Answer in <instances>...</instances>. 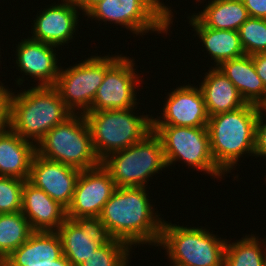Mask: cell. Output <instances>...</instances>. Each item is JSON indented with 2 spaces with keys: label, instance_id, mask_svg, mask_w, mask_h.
Here are the masks:
<instances>
[{
  "label": "cell",
  "instance_id": "5bb4252c",
  "mask_svg": "<svg viewBox=\"0 0 266 266\" xmlns=\"http://www.w3.org/2000/svg\"><path fill=\"white\" fill-rule=\"evenodd\" d=\"M81 170L35 154L28 181L45 191L66 210L70 206Z\"/></svg>",
  "mask_w": 266,
  "mask_h": 266
},
{
  "label": "cell",
  "instance_id": "4316f807",
  "mask_svg": "<svg viewBox=\"0 0 266 266\" xmlns=\"http://www.w3.org/2000/svg\"><path fill=\"white\" fill-rule=\"evenodd\" d=\"M130 248L124 241L110 238L78 266H127Z\"/></svg>",
  "mask_w": 266,
  "mask_h": 266
},
{
  "label": "cell",
  "instance_id": "7402d4cb",
  "mask_svg": "<svg viewBox=\"0 0 266 266\" xmlns=\"http://www.w3.org/2000/svg\"><path fill=\"white\" fill-rule=\"evenodd\" d=\"M190 25L196 31L197 37L203 43V47L211 55L215 66L219 67L223 62L245 55L238 31L216 30L205 27L194 14L189 16Z\"/></svg>",
  "mask_w": 266,
  "mask_h": 266
},
{
  "label": "cell",
  "instance_id": "83f0119b",
  "mask_svg": "<svg viewBox=\"0 0 266 266\" xmlns=\"http://www.w3.org/2000/svg\"><path fill=\"white\" fill-rule=\"evenodd\" d=\"M238 33L245 54L266 52V19L249 17L239 27Z\"/></svg>",
  "mask_w": 266,
  "mask_h": 266
},
{
  "label": "cell",
  "instance_id": "6da1fadb",
  "mask_svg": "<svg viewBox=\"0 0 266 266\" xmlns=\"http://www.w3.org/2000/svg\"><path fill=\"white\" fill-rule=\"evenodd\" d=\"M146 187L116 188L104 205L99 218L110 238L132 246L146 244L157 246L163 218L156 215L148 199Z\"/></svg>",
  "mask_w": 266,
  "mask_h": 266
},
{
  "label": "cell",
  "instance_id": "5b68a950",
  "mask_svg": "<svg viewBox=\"0 0 266 266\" xmlns=\"http://www.w3.org/2000/svg\"><path fill=\"white\" fill-rule=\"evenodd\" d=\"M221 239L203 227L164 221L157 246L166 250L170 266H223L227 239Z\"/></svg>",
  "mask_w": 266,
  "mask_h": 266
},
{
  "label": "cell",
  "instance_id": "d4e9b609",
  "mask_svg": "<svg viewBox=\"0 0 266 266\" xmlns=\"http://www.w3.org/2000/svg\"><path fill=\"white\" fill-rule=\"evenodd\" d=\"M30 222L23 213L0 214V265L32 235Z\"/></svg>",
  "mask_w": 266,
  "mask_h": 266
},
{
  "label": "cell",
  "instance_id": "cb8c5ba5",
  "mask_svg": "<svg viewBox=\"0 0 266 266\" xmlns=\"http://www.w3.org/2000/svg\"><path fill=\"white\" fill-rule=\"evenodd\" d=\"M194 16L208 28L238 31L250 17L242 0H211Z\"/></svg>",
  "mask_w": 266,
  "mask_h": 266
},
{
  "label": "cell",
  "instance_id": "ffe728a7",
  "mask_svg": "<svg viewBox=\"0 0 266 266\" xmlns=\"http://www.w3.org/2000/svg\"><path fill=\"white\" fill-rule=\"evenodd\" d=\"M204 75L199 88L209 116L234 111L247 104L236 86L218 67H211Z\"/></svg>",
  "mask_w": 266,
  "mask_h": 266
},
{
  "label": "cell",
  "instance_id": "9c48e42d",
  "mask_svg": "<svg viewBox=\"0 0 266 266\" xmlns=\"http://www.w3.org/2000/svg\"><path fill=\"white\" fill-rule=\"evenodd\" d=\"M153 132L160 138L167 168L177 161L188 168L220 178L224 173L214 162L207 127L153 125Z\"/></svg>",
  "mask_w": 266,
  "mask_h": 266
},
{
  "label": "cell",
  "instance_id": "8992f818",
  "mask_svg": "<svg viewBox=\"0 0 266 266\" xmlns=\"http://www.w3.org/2000/svg\"><path fill=\"white\" fill-rule=\"evenodd\" d=\"M36 154L80 170L101 164L85 115L73 114L53 127L36 145Z\"/></svg>",
  "mask_w": 266,
  "mask_h": 266
},
{
  "label": "cell",
  "instance_id": "1f68e13d",
  "mask_svg": "<svg viewBox=\"0 0 266 266\" xmlns=\"http://www.w3.org/2000/svg\"><path fill=\"white\" fill-rule=\"evenodd\" d=\"M250 17L266 19V0H242Z\"/></svg>",
  "mask_w": 266,
  "mask_h": 266
},
{
  "label": "cell",
  "instance_id": "8fae6325",
  "mask_svg": "<svg viewBox=\"0 0 266 266\" xmlns=\"http://www.w3.org/2000/svg\"><path fill=\"white\" fill-rule=\"evenodd\" d=\"M135 61L126 56H106V73L94 97L90 111L124 110L136 107L135 90L140 77ZM136 105V106H135Z\"/></svg>",
  "mask_w": 266,
  "mask_h": 266
},
{
  "label": "cell",
  "instance_id": "7a4b0ae2",
  "mask_svg": "<svg viewBox=\"0 0 266 266\" xmlns=\"http://www.w3.org/2000/svg\"><path fill=\"white\" fill-rule=\"evenodd\" d=\"M24 90L18 94L12 92L10 129L37 145L53 127L66 121L73 113L54 86H31Z\"/></svg>",
  "mask_w": 266,
  "mask_h": 266
},
{
  "label": "cell",
  "instance_id": "277c9868",
  "mask_svg": "<svg viewBox=\"0 0 266 266\" xmlns=\"http://www.w3.org/2000/svg\"><path fill=\"white\" fill-rule=\"evenodd\" d=\"M133 110H101L85 114L93 148L100 161L111 153L140 142L153 132L152 114L150 117L136 116Z\"/></svg>",
  "mask_w": 266,
  "mask_h": 266
},
{
  "label": "cell",
  "instance_id": "836d02e7",
  "mask_svg": "<svg viewBox=\"0 0 266 266\" xmlns=\"http://www.w3.org/2000/svg\"><path fill=\"white\" fill-rule=\"evenodd\" d=\"M0 266H72L67 258L62 255L51 263H2Z\"/></svg>",
  "mask_w": 266,
  "mask_h": 266
},
{
  "label": "cell",
  "instance_id": "3957f363",
  "mask_svg": "<svg viewBox=\"0 0 266 266\" xmlns=\"http://www.w3.org/2000/svg\"><path fill=\"white\" fill-rule=\"evenodd\" d=\"M259 110V106L247 103L234 111L209 116L207 129L211 154L224 173L231 172L244 154L254 156Z\"/></svg>",
  "mask_w": 266,
  "mask_h": 266
},
{
  "label": "cell",
  "instance_id": "e0dca14e",
  "mask_svg": "<svg viewBox=\"0 0 266 266\" xmlns=\"http://www.w3.org/2000/svg\"><path fill=\"white\" fill-rule=\"evenodd\" d=\"M16 47V64L20 71L37 78V86H54L60 70L55 53L57 46L28 37Z\"/></svg>",
  "mask_w": 266,
  "mask_h": 266
},
{
  "label": "cell",
  "instance_id": "603a6c76",
  "mask_svg": "<svg viewBox=\"0 0 266 266\" xmlns=\"http://www.w3.org/2000/svg\"><path fill=\"white\" fill-rule=\"evenodd\" d=\"M63 255L57 231H34L3 263H51Z\"/></svg>",
  "mask_w": 266,
  "mask_h": 266
},
{
  "label": "cell",
  "instance_id": "2e32d148",
  "mask_svg": "<svg viewBox=\"0 0 266 266\" xmlns=\"http://www.w3.org/2000/svg\"><path fill=\"white\" fill-rule=\"evenodd\" d=\"M77 8L70 0L44 8L33 20L32 36L30 38L61 47L73 39L77 30L80 15Z\"/></svg>",
  "mask_w": 266,
  "mask_h": 266
},
{
  "label": "cell",
  "instance_id": "f546056e",
  "mask_svg": "<svg viewBox=\"0 0 266 266\" xmlns=\"http://www.w3.org/2000/svg\"><path fill=\"white\" fill-rule=\"evenodd\" d=\"M265 112V113H264ZM264 113V114H263ZM266 110L260 107L255 129L254 156L266 158Z\"/></svg>",
  "mask_w": 266,
  "mask_h": 266
},
{
  "label": "cell",
  "instance_id": "7c38bea8",
  "mask_svg": "<svg viewBox=\"0 0 266 266\" xmlns=\"http://www.w3.org/2000/svg\"><path fill=\"white\" fill-rule=\"evenodd\" d=\"M115 189L111 174L102 164L81 170L66 217H99Z\"/></svg>",
  "mask_w": 266,
  "mask_h": 266
},
{
  "label": "cell",
  "instance_id": "52a82bcc",
  "mask_svg": "<svg viewBox=\"0 0 266 266\" xmlns=\"http://www.w3.org/2000/svg\"><path fill=\"white\" fill-rule=\"evenodd\" d=\"M101 164L111 174L116 188L146 187L150 177L167 168L163 145L154 132L126 149L109 154Z\"/></svg>",
  "mask_w": 266,
  "mask_h": 266
},
{
  "label": "cell",
  "instance_id": "4dcf8cb0",
  "mask_svg": "<svg viewBox=\"0 0 266 266\" xmlns=\"http://www.w3.org/2000/svg\"><path fill=\"white\" fill-rule=\"evenodd\" d=\"M0 83V134L10 129V101L12 91Z\"/></svg>",
  "mask_w": 266,
  "mask_h": 266
},
{
  "label": "cell",
  "instance_id": "e575fe53",
  "mask_svg": "<svg viewBox=\"0 0 266 266\" xmlns=\"http://www.w3.org/2000/svg\"><path fill=\"white\" fill-rule=\"evenodd\" d=\"M84 15L98 2L102 0H70Z\"/></svg>",
  "mask_w": 266,
  "mask_h": 266
},
{
  "label": "cell",
  "instance_id": "9a60e30c",
  "mask_svg": "<svg viewBox=\"0 0 266 266\" xmlns=\"http://www.w3.org/2000/svg\"><path fill=\"white\" fill-rule=\"evenodd\" d=\"M166 99L163 117L154 118L153 125L207 127L209 115L200 88L189 84L179 86Z\"/></svg>",
  "mask_w": 266,
  "mask_h": 266
},
{
  "label": "cell",
  "instance_id": "ac0fdd59",
  "mask_svg": "<svg viewBox=\"0 0 266 266\" xmlns=\"http://www.w3.org/2000/svg\"><path fill=\"white\" fill-rule=\"evenodd\" d=\"M21 212L34 231H57L67 218L62 205L28 180L22 189Z\"/></svg>",
  "mask_w": 266,
  "mask_h": 266
},
{
  "label": "cell",
  "instance_id": "ba28073f",
  "mask_svg": "<svg viewBox=\"0 0 266 266\" xmlns=\"http://www.w3.org/2000/svg\"><path fill=\"white\" fill-rule=\"evenodd\" d=\"M172 13L170 7L160 0H102L85 15L98 22L125 26L132 33L142 36L149 31L167 35L173 22Z\"/></svg>",
  "mask_w": 266,
  "mask_h": 266
},
{
  "label": "cell",
  "instance_id": "d6a6232c",
  "mask_svg": "<svg viewBox=\"0 0 266 266\" xmlns=\"http://www.w3.org/2000/svg\"><path fill=\"white\" fill-rule=\"evenodd\" d=\"M252 59L256 72L266 88V52L253 54Z\"/></svg>",
  "mask_w": 266,
  "mask_h": 266
},
{
  "label": "cell",
  "instance_id": "4fadbf2b",
  "mask_svg": "<svg viewBox=\"0 0 266 266\" xmlns=\"http://www.w3.org/2000/svg\"><path fill=\"white\" fill-rule=\"evenodd\" d=\"M63 255L72 266H78L96 252L110 237L99 217L66 218L58 228Z\"/></svg>",
  "mask_w": 266,
  "mask_h": 266
},
{
  "label": "cell",
  "instance_id": "484cf974",
  "mask_svg": "<svg viewBox=\"0 0 266 266\" xmlns=\"http://www.w3.org/2000/svg\"><path fill=\"white\" fill-rule=\"evenodd\" d=\"M265 244L266 238L261 240L253 234L245 235V238L232 242V244L227 240L223 266H264L266 259Z\"/></svg>",
  "mask_w": 266,
  "mask_h": 266
},
{
  "label": "cell",
  "instance_id": "f1b7e54d",
  "mask_svg": "<svg viewBox=\"0 0 266 266\" xmlns=\"http://www.w3.org/2000/svg\"><path fill=\"white\" fill-rule=\"evenodd\" d=\"M24 181L18 178L0 176V214L21 211Z\"/></svg>",
  "mask_w": 266,
  "mask_h": 266
},
{
  "label": "cell",
  "instance_id": "44dd1931",
  "mask_svg": "<svg viewBox=\"0 0 266 266\" xmlns=\"http://www.w3.org/2000/svg\"><path fill=\"white\" fill-rule=\"evenodd\" d=\"M218 68L236 86L246 103L259 107L266 104V88L256 72L252 55L230 59Z\"/></svg>",
  "mask_w": 266,
  "mask_h": 266
},
{
  "label": "cell",
  "instance_id": "30bf717a",
  "mask_svg": "<svg viewBox=\"0 0 266 266\" xmlns=\"http://www.w3.org/2000/svg\"><path fill=\"white\" fill-rule=\"evenodd\" d=\"M105 73L106 55L103 57L93 55L66 69L61 66L54 87L73 114L85 115L91 109Z\"/></svg>",
  "mask_w": 266,
  "mask_h": 266
},
{
  "label": "cell",
  "instance_id": "d6986e66",
  "mask_svg": "<svg viewBox=\"0 0 266 266\" xmlns=\"http://www.w3.org/2000/svg\"><path fill=\"white\" fill-rule=\"evenodd\" d=\"M36 145L11 129L0 134V176L28 180Z\"/></svg>",
  "mask_w": 266,
  "mask_h": 266
}]
</instances>
